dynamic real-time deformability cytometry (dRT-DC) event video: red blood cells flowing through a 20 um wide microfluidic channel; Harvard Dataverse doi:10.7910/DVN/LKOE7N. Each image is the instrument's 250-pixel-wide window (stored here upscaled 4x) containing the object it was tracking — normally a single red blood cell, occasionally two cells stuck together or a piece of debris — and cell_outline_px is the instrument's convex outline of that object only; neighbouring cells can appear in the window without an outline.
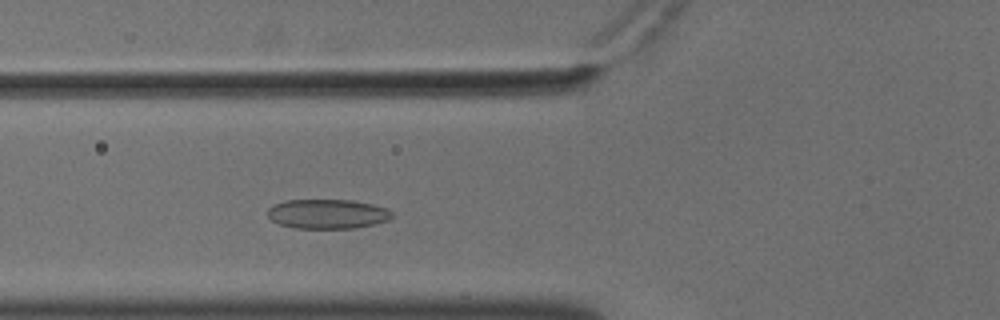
{"species": "common noctule bat (a hibernating species)", "species_latin": "Nyctalus noctula", "temperature_condition": "cold", "stored_images_in_passage": 50, "camera_frame_rate_fps": 3000, "um_per_image_px": 0.085, "animal": {"sex": "male", "body_mass_g": 18.8}, "frame": {"image": 1, "passage_image": 15, "time_ms": 4.667, "image_size_px": [1000, 320], "cell_outline_px": [[392, 216], [388, 220], [376, 224], [356, 228], [296, 228], [280, 224], [272, 220], [268, 216], [268, 208], [284, 200], [352, 200], [372, 204], [388, 208], [392, 212]], "centroid_in_image_um": [27.87, 18.18], "position_along_channel_um": 97.9, "area_um2": 21.39}}
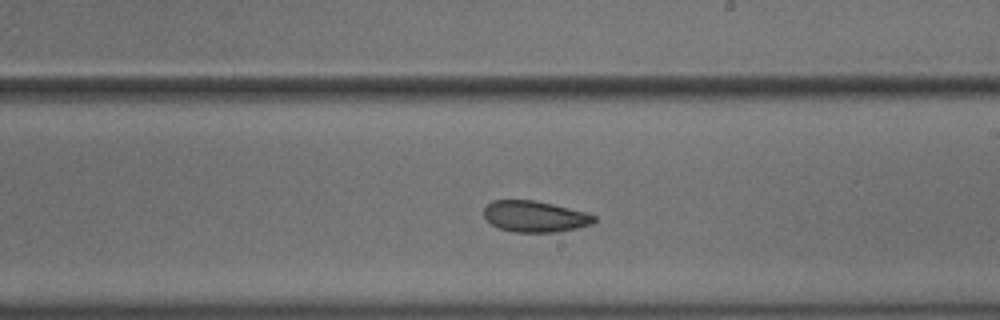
{"frame": {"image": 2, "passage_image": 27, "time_ms": 8.667, "image_size_px": [1000, 320], "cell_outline_px": [[596, 220], [592, 224], [576, 228], [556, 232], [512, 232], [500, 228], [492, 224], [484, 216], [484, 208], [492, 200], [532, 200], [552, 204], [584, 212], [596, 216]], "centroid_in_image_um": [45.45, 18.4], "position_along_channel_um": 243.5, "area_um2": 19.83}}
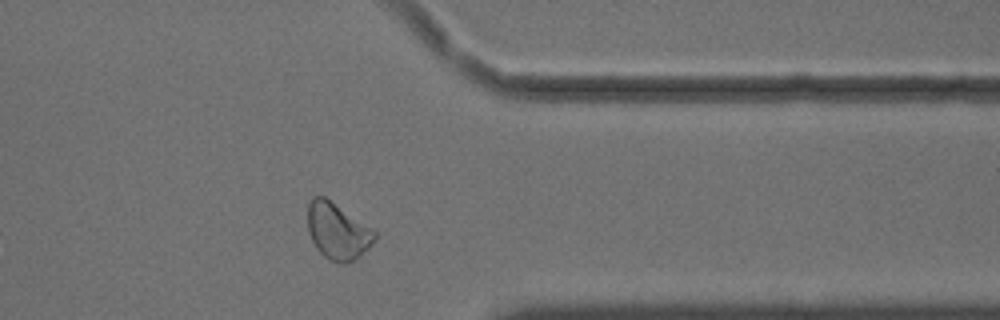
{"frame": {"image": 3, "passage_image": 39, "time_ms": 12.667, "image_size_px": [1000, 320], "cell_outline_px": [[376, 236], [372, 244], [360, 256], [348, 264], [340, 264], [328, 260], [316, 248], [308, 232], [308, 204], [312, 196], [324, 196], [372, 228], [376, 232]], "centroid_in_image_um": [28.68, 19.67], "position_along_channel_um": 382.7, "area_um2": 22.08}}